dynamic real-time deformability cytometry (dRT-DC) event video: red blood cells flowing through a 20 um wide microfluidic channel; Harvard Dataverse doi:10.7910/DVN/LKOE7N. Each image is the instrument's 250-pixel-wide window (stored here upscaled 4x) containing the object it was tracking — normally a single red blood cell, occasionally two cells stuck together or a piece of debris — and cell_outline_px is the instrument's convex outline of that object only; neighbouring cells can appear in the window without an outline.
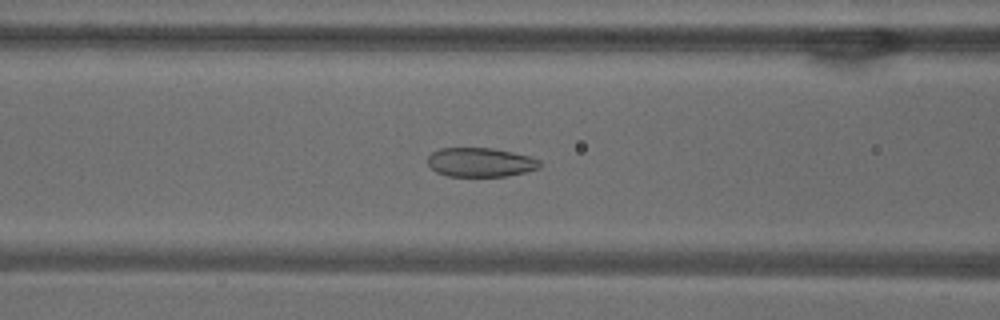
{"species": "common noctule bat (a hibernating species)", "species_latin": "Nyctalus noctula", "temperature_condition": "warm", "stored_images_in_passage": 51, "camera_frame_rate_fps": 3000, "um_per_image_px": 0.085, "animal": {"sex": "male", "body_mass_g": 18.8}, "frame": {"image": 1, "passage_image": 20, "time_ms": 6.333, "image_size_px": [1000, 320], "cell_outline_px": [[540, 168], [524, 172], [504, 176], [448, 176], [436, 172], [428, 164], [428, 156], [432, 152], [440, 148], [492, 148], [512, 152], [528, 156], [540, 160]], "centroid_in_image_um": [40.82, 13.79], "position_along_channel_um": 125.8, "area_um2": 18.9}}
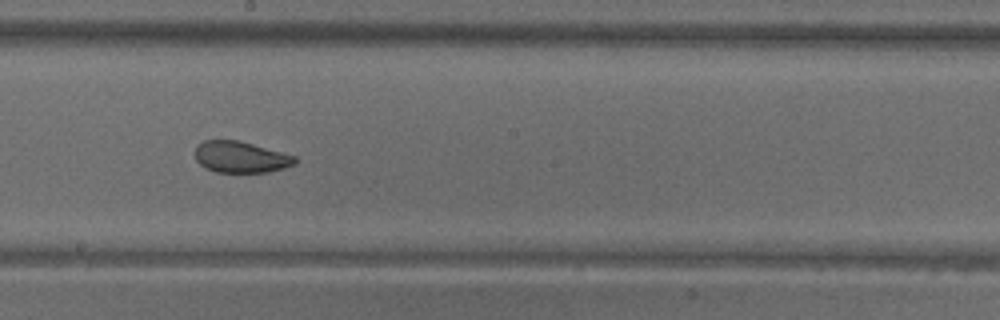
{"frame": {"image": 2, "passage_image": 28, "time_ms": 9.0, "image_size_px": [1000, 320], "cell_outline_px": [[296, 164], [284, 168], [268, 172], [216, 172], [204, 168], [196, 160], [196, 144], [204, 140], [236, 140], [252, 144], [296, 156]], "centroid_in_image_um": [20.44, 13.35], "position_along_channel_um": 227.8, "area_um2": 18.21}}
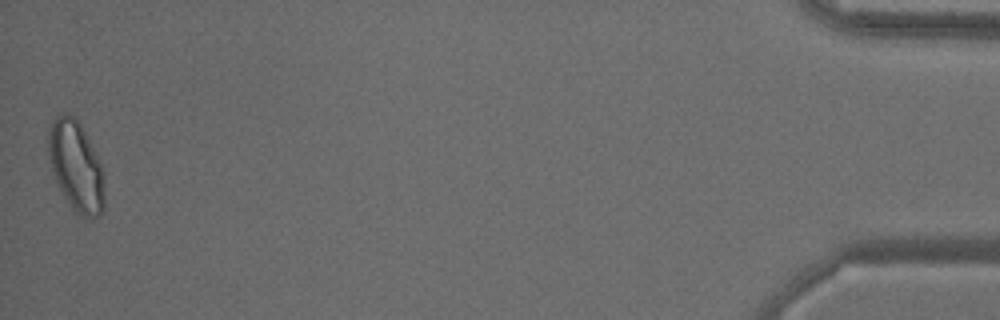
{"frame": {"image": 3, "passage_image": 51, "time_ms": 16.667, "image_size_px": [1000, 320], "cell_outline_px": [[104, 212], [100, 216], [80, 216], [72, 212], [56, 180], [48, 156], [48, 132], [52, 120], [56, 116], [64, 112], [68, 112], [80, 124], [100, 164], [104, 176]], "centroid_in_image_um": [6.45, 14.16], "position_along_channel_um": 428.7, "area_um2": 29.3}, "authors_computed_cell_mechanics": {"area_um2": 23.1778, "velocity_mm_per_s": 3.8284, "shape_relaxation_time_tau1_ms": 9.5193, "shape_relaxation_time_tau2_ms": 1.0674, "deformation_change_tau1": 0.1605, "deformation_change_tau2": 0.0653}}